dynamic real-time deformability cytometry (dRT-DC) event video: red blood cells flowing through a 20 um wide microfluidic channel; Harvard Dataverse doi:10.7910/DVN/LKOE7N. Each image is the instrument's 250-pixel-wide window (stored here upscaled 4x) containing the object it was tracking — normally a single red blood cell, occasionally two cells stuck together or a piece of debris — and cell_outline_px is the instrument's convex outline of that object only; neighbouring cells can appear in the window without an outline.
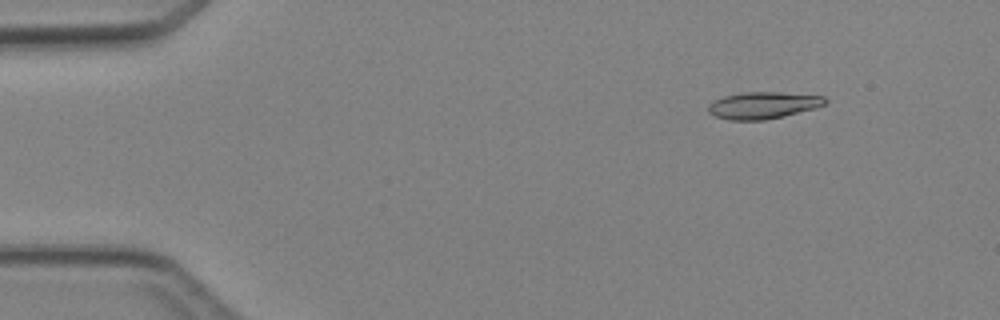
{"species": "Egyptian fruit bat (a non-hibernating species)", "species_latin": "Rousettus aegyptiacus", "temperature_condition": "cold", "stored_images_in_passage": 5, "camera_frame_rate_fps": 3000, "um_per_image_px": 0.085, "animal": {"sex": "female"}, "frame": {"image": 1, "passage_image": 2, "time_ms": 1.0, "image_size_px": [1000, 320], "cell_outline_px": [[828, 100], [824, 104], [816, 108], [784, 116], [764, 120], [728, 120], [716, 116], [708, 112], [708, 104], [724, 96], [744, 92], [780, 92], [824, 96]], "centroid_in_image_um": [64.87, 8.95], "position_along_channel_um": 20.1, "area_um2": 18.26}}
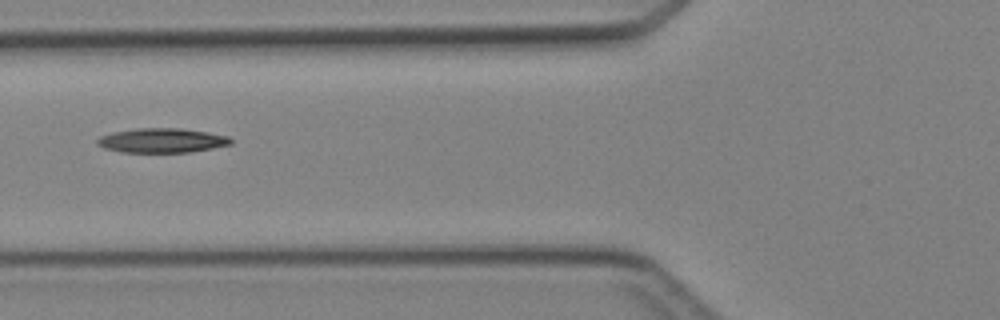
{"frame": {"image": 2, "passage_image": 5, "time_ms": 5.333, "image_size_px": [1000, 320], "cell_outline_px": [[232, 144], [212, 148], [188, 152], [120, 152], [104, 148], [96, 144], [96, 140], [100, 136], [112, 132], [136, 128], [180, 128], [208, 132], [228, 136], [232, 140]], "centroid_in_image_um": [13.73, 11.93], "position_along_channel_um": 112.1, "area_um2": 19.07}}